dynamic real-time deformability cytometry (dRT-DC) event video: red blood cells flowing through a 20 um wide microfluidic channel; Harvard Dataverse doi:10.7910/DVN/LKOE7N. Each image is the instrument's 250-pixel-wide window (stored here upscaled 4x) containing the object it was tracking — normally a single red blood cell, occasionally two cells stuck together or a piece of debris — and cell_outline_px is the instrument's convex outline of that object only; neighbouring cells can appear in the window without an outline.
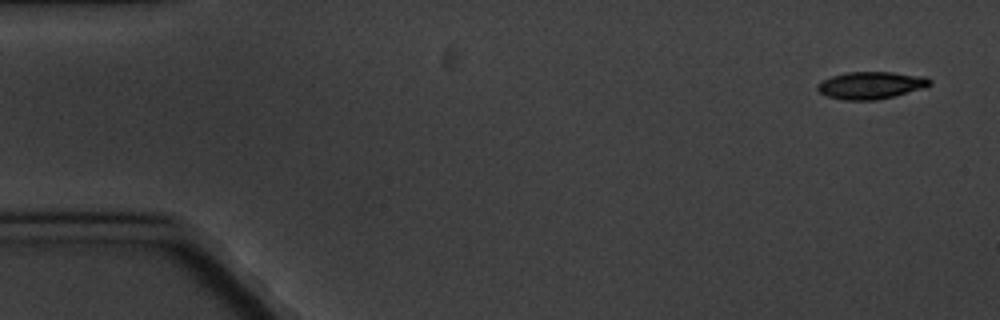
{"species": "common noctule bat (a hibernating species)", "species_latin": "Nyctalus noctula", "temperature_condition": "cold", "stored_images_in_passage": 5, "camera_frame_rate_fps": 3000, "um_per_image_px": 0.085, "animal": {"sex": "male", "body_mass_g": 20.1, "forearm_length_mm": 53.5}, "frame": {"image": 1, "passage_image": 1, "time_ms": 0.0, "image_size_px": [1000, 320], "cell_outline_px": [[932, 84], [920, 88], [892, 96], [876, 100], [844, 100], [828, 96], [820, 92], [816, 88], [816, 84], [832, 76], [848, 72], [892, 72], [928, 76], [932, 80]], "centroid_in_image_um": [74.03, 7.23], "position_along_channel_um": 11.0, "area_um2": 17.69}}
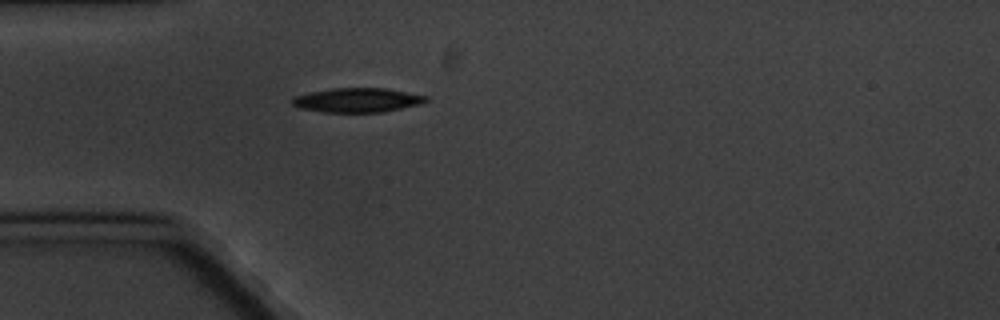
{"frame": {"image": 2, "passage_image": 5, "time_ms": 4.667, "image_size_px": [1000, 320], "cell_outline_px": [[428, 100], [420, 104], [384, 112], [324, 112], [300, 108], [292, 104], [288, 100], [296, 96], [308, 92], [332, 88], [384, 88], [428, 96]], "centroid_in_image_um": [30.34, 8.51], "position_along_channel_um": 54.7, "area_um2": 18.96}}